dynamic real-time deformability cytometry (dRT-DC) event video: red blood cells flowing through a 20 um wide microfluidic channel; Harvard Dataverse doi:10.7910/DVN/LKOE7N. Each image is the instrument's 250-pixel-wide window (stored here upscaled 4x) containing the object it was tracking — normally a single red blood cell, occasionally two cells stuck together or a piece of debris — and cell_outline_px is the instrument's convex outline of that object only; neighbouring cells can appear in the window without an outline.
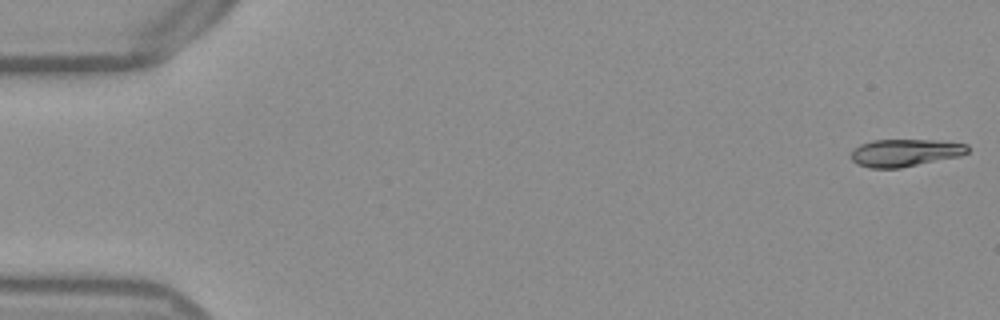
{"species": "Egyptian fruit bat (a non-hibernating species)", "species_latin": "Rousettus aegyptiacus", "temperature_condition": "warm", "stored_images_in_passage": 13, "camera_frame_rate_fps": 3000, "um_per_image_px": 0.085, "frame": {"image": 1, "passage_image": 1, "time_ms": 0.0, "image_size_px": [1000, 320], "cell_outline_px": [[968, 152], [960, 156], [900, 168], [868, 168], [856, 164], [852, 160], [852, 148], [860, 144], [872, 140], [932, 140], [968, 144]], "centroid_in_image_um": [76.89, 12.98], "position_along_channel_um": 8.1, "area_um2": 18.67}}